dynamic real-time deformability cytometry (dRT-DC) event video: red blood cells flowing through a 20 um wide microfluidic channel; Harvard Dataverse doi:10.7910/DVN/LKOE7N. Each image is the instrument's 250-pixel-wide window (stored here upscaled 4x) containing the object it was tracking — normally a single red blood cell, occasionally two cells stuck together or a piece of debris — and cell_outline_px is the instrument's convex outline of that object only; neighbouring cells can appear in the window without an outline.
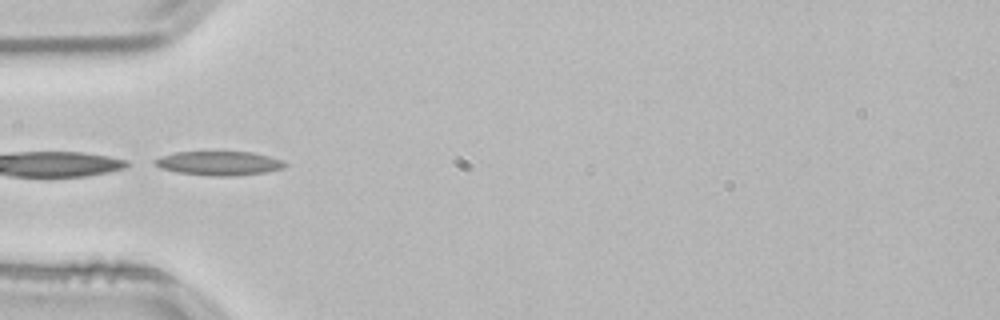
{"species": "common noctule bat (a hibernating species)", "species_latin": "Nyctalus noctula", "temperature_condition": "room temperature", "stored_images_in_passage": 9, "camera_frame_rate_fps": 3000, "um_per_image_px": 0.085, "animal": {"sex": "male", "body_mass_g": 21.5, "forearm_length_mm": 52.0}, "frame": {"image": 1, "passage_image": 1, "time_ms": 0.0, "image_size_px": [1000, 320], "cell_outline_px": [[288, 164], [284, 168], [264, 172], [232, 176], [212, 176], [176, 172], [160, 168], [152, 164], [152, 160], [160, 156], [176, 152], [252, 152], [284, 160]], "centroid_in_image_um": [18.58, 13.87], "position_along_channel_um": 66.4, "area_um2": 18.38}}